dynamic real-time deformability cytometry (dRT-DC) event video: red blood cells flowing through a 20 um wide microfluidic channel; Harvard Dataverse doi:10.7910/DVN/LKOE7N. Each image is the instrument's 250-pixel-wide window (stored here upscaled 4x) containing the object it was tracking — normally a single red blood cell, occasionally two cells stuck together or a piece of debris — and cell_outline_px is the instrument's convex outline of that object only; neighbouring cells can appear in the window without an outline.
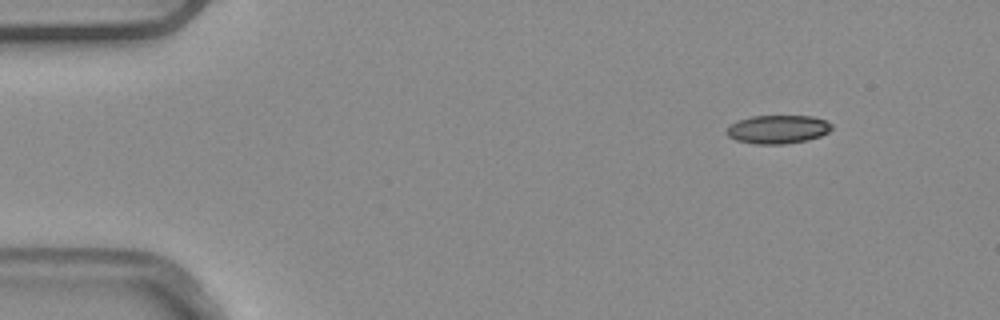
{"species": "common noctule bat (a hibernating species)", "species_latin": "Nyctalus noctula", "temperature_condition": "warm", "stored_images_in_passage": 6, "camera_frame_rate_fps": 3000, "um_per_image_px": 0.085, "animal": {"sex": "male", "body_mass_g": 20.4}, "frame": {"image": 1, "passage_image": 1, "time_ms": 0.0, "image_size_px": [1000, 320], "cell_outline_px": [[832, 128], [828, 132], [820, 136], [808, 140], [784, 144], [756, 144], [736, 140], [728, 136], [724, 132], [736, 120], [752, 116], [812, 116], [824, 120], [832, 124]], "centroid_in_image_um": [66.1, 10.99], "position_along_channel_um": 18.9, "area_um2": 17.46}}
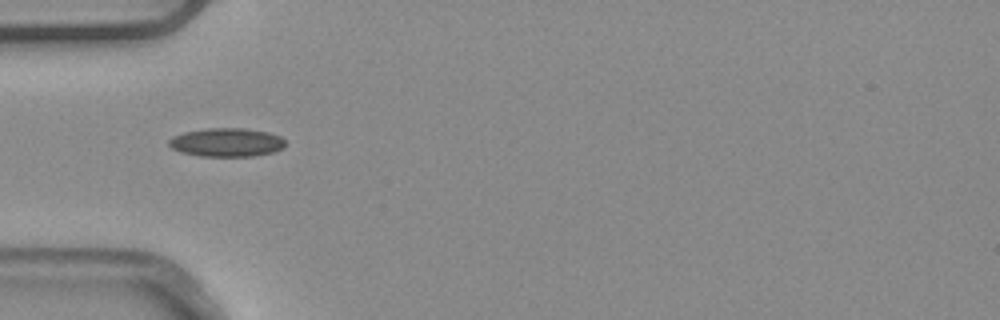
{"frame": {"image": 2, "passage_image": 4, "time_ms": 1.0, "image_size_px": [1000, 320], "cell_outline_px": [[284, 148], [276, 152], [256, 156], [200, 156], [180, 152], [172, 148], [168, 144], [168, 140], [172, 136], [184, 132], [204, 128], [244, 128], [268, 132], [280, 136], [284, 140]], "centroid_in_image_um": [19.26, 12.1], "position_along_channel_um": 65.7, "area_um2": 19.65}}